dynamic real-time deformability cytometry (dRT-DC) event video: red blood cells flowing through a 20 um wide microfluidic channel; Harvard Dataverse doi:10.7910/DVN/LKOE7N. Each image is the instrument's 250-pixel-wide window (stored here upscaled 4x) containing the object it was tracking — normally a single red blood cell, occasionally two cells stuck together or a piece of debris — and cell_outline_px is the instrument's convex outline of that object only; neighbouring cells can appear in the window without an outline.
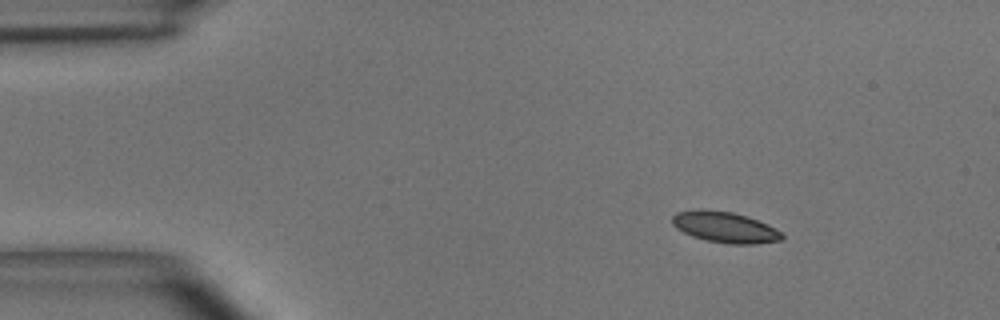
{"species": "common noctule bat (a hibernating species)", "species_latin": "Nyctalus noctula", "temperature_condition": "room temperature", "stored_images_in_passage": 42, "segment_of_instrument_passage": [1, 2], "camera_frame_rate_fps": 3000, "um_per_image_px": 0.085, "animal": {"sex": "male", "body_mass_g": 15.6}, "frame": {"image": 1, "passage_image": 1, "time_ms": 0.0, "image_size_px": [1000, 320], "cell_outline_px": [[784, 236], [780, 240], [756, 244], [728, 244], [708, 240], [692, 236], [676, 228], [672, 224], [672, 216], [676, 212], [696, 208], [700, 208], [732, 212], [768, 224], [776, 228]], "centroid_in_image_um": [61.58, 19.3], "position_along_channel_um": 23.4, "area_um2": 19.77}}
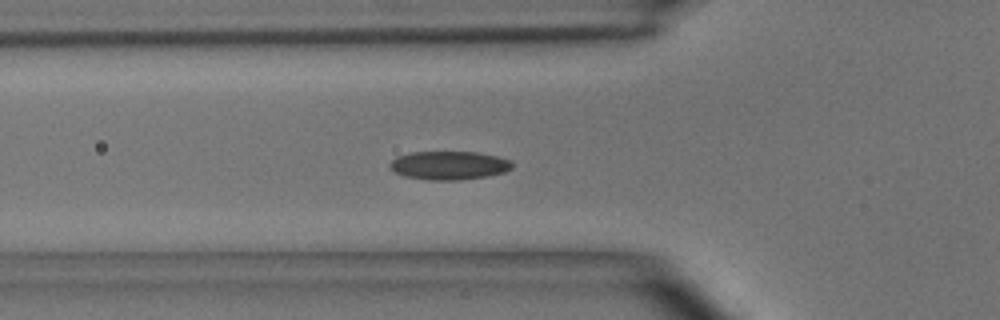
{"frame": {"image": 2, "passage_image": 11, "time_ms": 3.333, "image_size_px": [1000, 320], "cell_outline_px": [[512, 168], [504, 172], [488, 176], [460, 180], [428, 180], [404, 176], [396, 172], [388, 164], [396, 156], [408, 152], [476, 152], [496, 156], [508, 160], [512, 164]], "centroid_in_image_um": [38.14, 14.06], "position_along_channel_um": 87.7, "area_um2": 20.29}}
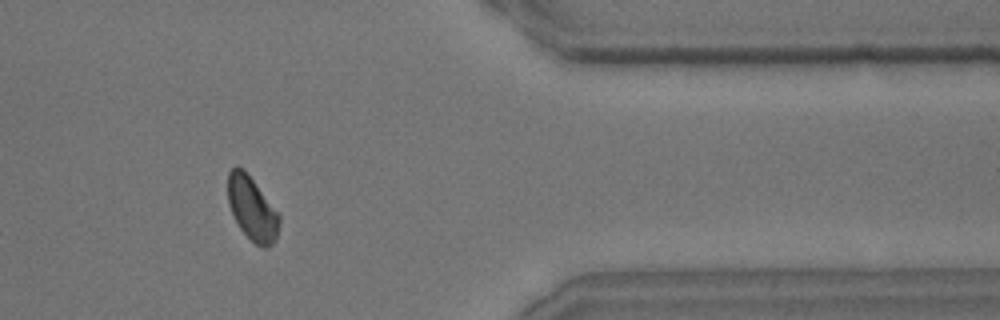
{"frame": {"image": 3, "passage_image": 35, "time_ms": 11.333, "image_size_px": [1000, 320], "cell_outline_px": [[280, 220], [276, 240], [268, 248], [264, 248], [256, 244], [240, 228], [228, 204], [228, 172], [236, 164], [244, 168], [280, 216]], "centroid_in_image_um": [21.42, 17.71], "position_along_channel_um": 390.0, "area_um2": 18.9}}